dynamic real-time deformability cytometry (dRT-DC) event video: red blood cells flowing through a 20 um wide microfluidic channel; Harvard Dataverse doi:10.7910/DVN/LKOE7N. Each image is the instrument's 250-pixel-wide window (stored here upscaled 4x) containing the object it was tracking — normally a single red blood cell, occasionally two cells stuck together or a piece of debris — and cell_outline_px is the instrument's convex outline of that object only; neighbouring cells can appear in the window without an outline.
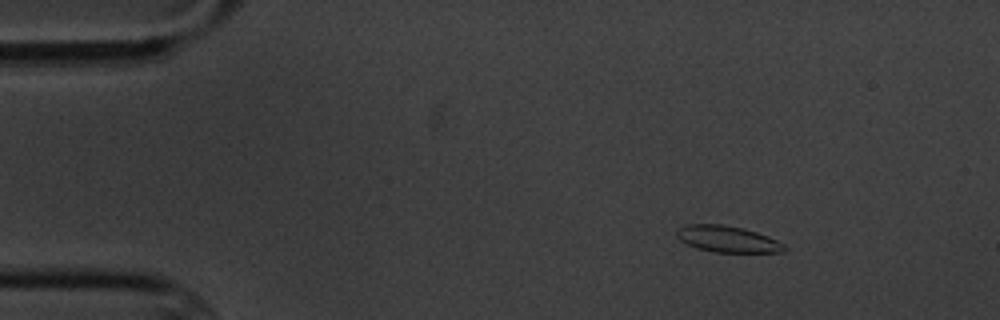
{"species": "common noctule bat (a hibernating species)", "species_latin": "Nyctalus noctula", "temperature_condition": "cold", "stored_images_in_passage": 9, "camera_frame_rate_fps": 3000, "um_per_image_px": 0.085, "animal": {"sex": "male", "body_mass_g": 20.1, "forearm_length_mm": 53.5}, "frame": {"image": 1, "passage_image": 1, "time_ms": 0.0, "image_size_px": [1000, 320], "cell_outline_px": [[788, 248], [784, 252], [712, 252], [696, 248], [680, 240], [676, 236], [676, 228], [688, 224], [720, 224], [740, 228], [756, 232], [768, 236], [784, 244]], "centroid_in_image_um": [61.82, 20.32], "position_along_channel_um": 23.2, "area_um2": 16.53}}
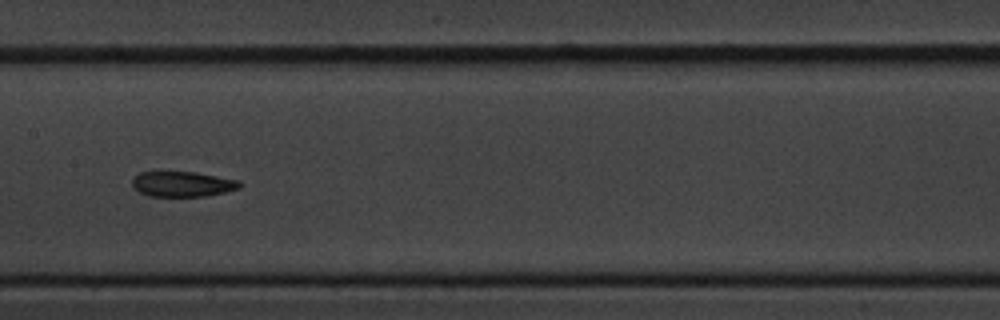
{"frame": {"image": 2, "passage_image": 7, "time_ms": 7.0, "image_size_px": [1000, 320], "cell_outline_px": [[244, 184], [240, 188], [224, 192], [204, 196], [148, 196], [132, 188], [132, 180], [140, 172], [192, 172], [240, 180]], "centroid_in_image_um": [15.52, 15.65], "position_along_channel_um": 191.9, "area_um2": 15.78}}
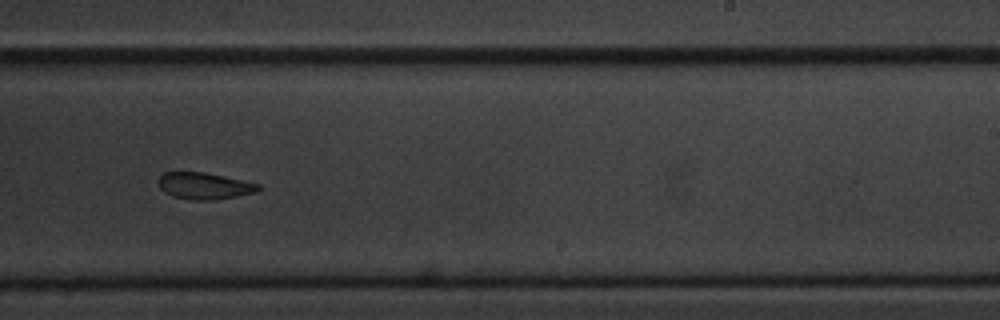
{"frame": {"image": 3, "passage_image": 9, "time_ms": 9.333, "image_size_px": [1000, 320], "cell_outline_px": [[260, 188], [256, 192], [236, 196], [212, 200], [192, 200], [172, 196], [164, 192], [160, 188], [156, 180], [164, 172], [204, 172], [224, 176], [260, 184]], "centroid_in_image_um": [17.33, 15.8], "position_along_channel_um": 271.7, "area_um2": 15.55}}